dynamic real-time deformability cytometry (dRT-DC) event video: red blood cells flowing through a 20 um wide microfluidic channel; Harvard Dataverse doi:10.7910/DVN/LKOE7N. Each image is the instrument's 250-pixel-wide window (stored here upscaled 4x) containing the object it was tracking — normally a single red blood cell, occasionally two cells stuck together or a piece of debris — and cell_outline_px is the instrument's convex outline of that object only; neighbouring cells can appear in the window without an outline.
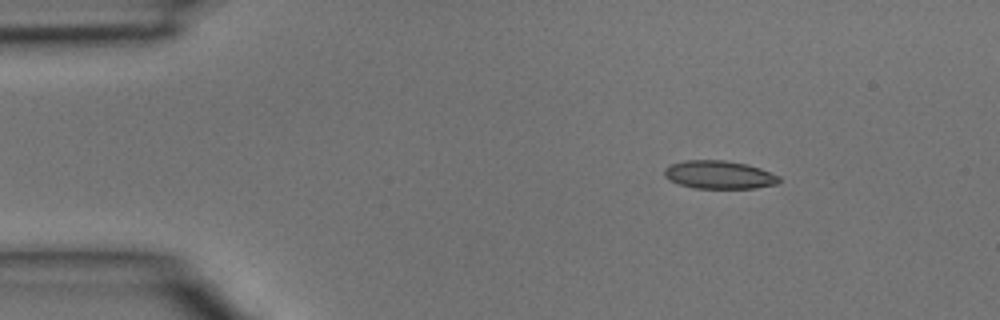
{"species": "common noctule bat (a hibernating species)", "species_latin": "Nyctalus noctula", "temperature_condition": "room temperature", "stored_images_in_passage": 3, "camera_frame_rate_fps": 3000, "um_per_image_px": 0.085, "animal": {"sex": "male", "body_mass_g": 15.6}, "frame": {"image": 1, "passage_image": 2, "time_ms": 0.333, "image_size_px": [1000, 320], "cell_outline_px": [[780, 180], [776, 184], [752, 188], [696, 188], [680, 184], [664, 176], [664, 168], [672, 164], [684, 160], [724, 160], [748, 164], [760, 168], [780, 176]], "centroid_in_image_um": [61.14, 14.84], "position_along_channel_um": 23.9, "area_um2": 18.67}}